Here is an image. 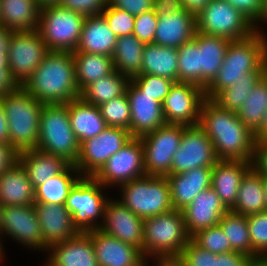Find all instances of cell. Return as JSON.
<instances>
[{
	"label": "cell",
	"mask_w": 267,
	"mask_h": 266,
	"mask_svg": "<svg viewBox=\"0 0 267 266\" xmlns=\"http://www.w3.org/2000/svg\"><path fill=\"white\" fill-rule=\"evenodd\" d=\"M197 126L213 142L218 160L252 161L255 135L239 120L237 113L206 98Z\"/></svg>",
	"instance_id": "6da1fadb"
},
{
	"label": "cell",
	"mask_w": 267,
	"mask_h": 266,
	"mask_svg": "<svg viewBox=\"0 0 267 266\" xmlns=\"http://www.w3.org/2000/svg\"><path fill=\"white\" fill-rule=\"evenodd\" d=\"M21 87L44 105L67 104L79 98L72 52L49 51Z\"/></svg>",
	"instance_id": "7a4b0ae2"
},
{
	"label": "cell",
	"mask_w": 267,
	"mask_h": 266,
	"mask_svg": "<svg viewBox=\"0 0 267 266\" xmlns=\"http://www.w3.org/2000/svg\"><path fill=\"white\" fill-rule=\"evenodd\" d=\"M266 62V33L256 31L245 39L230 41L221 68L205 89V97L213 99L244 74L259 70Z\"/></svg>",
	"instance_id": "3957f363"
},
{
	"label": "cell",
	"mask_w": 267,
	"mask_h": 266,
	"mask_svg": "<svg viewBox=\"0 0 267 266\" xmlns=\"http://www.w3.org/2000/svg\"><path fill=\"white\" fill-rule=\"evenodd\" d=\"M9 131V144L19 153L37 147L40 113L44 106L21 86L0 97Z\"/></svg>",
	"instance_id": "277c9868"
},
{
	"label": "cell",
	"mask_w": 267,
	"mask_h": 266,
	"mask_svg": "<svg viewBox=\"0 0 267 266\" xmlns=\"http://www.w3.org/2000/svg\"><path fill=\"white\" fill-rule=\"evenodd\" d=\"M36 149L60 156L70 164H76L80 143L71 127L67 104L43 106Z\"/></svg>",
	"instance_id": "5b68a950"
},
{
	"label": "cell",
	"mask_w": 267,
	"mask_h": 266,
	"mask_svg": "<svg viewBox=\"0 0 267 266\" xmlns=\"http://www.w3.org/2000/svg\"><path fill=\"white\" fill-rule=\"evenodd\" d=\"M121 199L131 212L149 218L173 210L167 176L145 175L119 186Z\"/></svg>",
	"instance_id": "8992f818"
},
{
	"label": "cell",
	"mask_w": 267,
	"mask_h": 266,
	"mask_svg": "<svg viewBox=\"0 0 267 266\" xmlns=\"http://www.w3.org/2000/svg\"><path fill=\"white\" fill-rule=\"evenodd\" d=\"M143 255L147 260L159 255H179L191 239L182 211L144 219Z\"/></svg>",
	"instance_id": "52a82bcc"
},
{
	"label": "cell",
	"mask_w": 267,
	"mask_h": 266,
	"mask_svg": "<svg viewBox=\"0 0 267 266\" xmlns=\"http://www.w3.org/2000/svg\"><path fill=\"white\" fill-rule=\"evenodd\" d=\"M105 189L94 177H81L70 189L65 206L79 232L86 233L102 225L106 202L110 198Z\"/></svg>",
	"instance_id": "ba28073f"
},
{
	"label": "cell",
	"mask_w": 267,
	"mask_h": 266,
	"mask_svg": "<svg viewBox=\"0 0 267 266\" xmlns=\"http://www.w3.org/2000/svg\"><path fill=\"white\" fill-rule=\"evenodd\" d=\"M85 16L57 5L40 8L38 32L49 51L74 52L82 33Z\"/></svg>",
	"instance_id": "9c48e42d"
},
{
	"label": "cell",
	"mask_w": 267,
	"mask_h": 266,
	"mask_svg": "<svg viewBox=\"0 0 267 266\" xmlns=\"http://www.w3.org/2000/svg\"><path fill=\"white\" fill-rule=\"evenodd\" d=\"M196 31L235 41L249 37L256 29L248 18L226 0H211L196 15Z\"/></svg>",
	"instance_id": "30bf717a"
},
{
	"label": "cell",
	"mask_w": 267,
	"mask_h": 266,
	"mask_svg": "<svg viewBox=\"0 0 267 266\" xmlns=\"http://www.w3.org/2000/svg\"><path fill=\"white\" fill-rule=\"evenodd\" d=\"M183 132L184 125L165 123L140 137L146 175L167 176L170 173L173 155L179 148Z\"/></svg>",
	"instance_id": "8fae6325"
},
{
	"label": "cell",
	"mask_w": 267,
	"mask_h": 266,
	"mask_svg": "<svg viewBox=\"0 0 267 266\" xmlns=\"http://www.w3.org/2000/svg\"><path fill=\"white\" fill-rule=\"evenodd\" d=\"M130 131L107 126L98 136L80 144V153L74 165L82 177H94L107 160L122 149L131 139Z\"/></svg>",
	"instance_id": "7c38bea8"
},
{
	"label": "cell",
	"mask_w": 267,
	"mask_h": 266,
	"mask_svg": "<svg viewBox=\"0 0 267 266\" xmlns=\"http://www.w3.org/2000/svg\"><path fill=\"white\" fill-rule=\"evenodd\" d=\"M49 52L38 30L12 31L8 58L9 69L19 86L34 73Z\"/></svg>",
	"instance_id": "4fadbf2b"
},
{
	"label": "cell",
	"mask_w": 267,
	"mask_h": 266,
	"mask_svg": "<svg viewBox=\"0 0 267 266\" xmlns=\"http://www.w3.org/2000/svg\"><path fill=\"white\" fill-rule=\"evenodd\" d=\"M145 175L143 143L140 138L133 137L107 160L94 178L110 189Z\"/></svg>",
	"instance_id": "5bb4252c"
},
{
	"label": "cell",
	"mask_w": 267,
	"mask_h": 266,
	"mask_svg": "<svg viewBox=\"0 0 267 266\" xmlns=\"http://www.w3.org/2000/svg\"><path fill=\"white\" fill-rule=\"evenodd\" d=\"M205 90L192 83L175 82L162 102L166 124L196 126Z\"/></svg>",
	"instance_id": "9a60e30c"
},
{
	"label": "cell",
	"mask_w": 267,
	"mask_h": 266,
	"mask_svg": "<svg viewBox=\"0 0 267 266\" xmlns=\"http://www.w3.org/2000/svg\"><path fill=\"white\" fill-rule=\"evenodd\" d=\"M217 161L211 139L197 125L184 126L168 175L182 174L196 167H213Z\"/></svg>",
	"instance_id": "2e32d148"
},
{
	"label": "cell",
	"mask_w": 267,
	"mask_h": 266,
	"mask_svg": "<svg viewBox=\"0 0 267 266\" xmlns=\"http://www.w3.org/2000/svg\"><path fill=\"white\" fill-rule=\"evenodd\" d=\"M0 235L1 238H12L34 252L44 251L43 236L34 205L3 206Z\"/></svg>",
	"instance_id": "e0dca14e"
},
{
	"label": "cell",
	"mask_w": 267,
	"mask_h": 266,
	"mask_svg": "<svg viewBox=\"0 0 267 266\" xmlns=\"http://www.w3.org/2000/svg\"><path fill=\"white\" fill-rule=\"evenodd\" d=\"M102 231L143 252L144 219L131 212L118 198L106 202Z\"/></svg>",
	"instance_id": "ac0fdd59"
},
{
	"label": "cell",
	"mask_w": 267,
	"mask_h": 266,
	"mask_svg": "<svg viewBox=\"0 0 267 266\" xmlns=\"http://www.w3.org/2000/svg\"><path fill=\"white\" fill-rule=\"evenodd\" d=\"M126 95L130 104L131 123L130 134L140 138L155 131L166 123L162 103L153 99L130 79Z\"/></svg>",
	"instance_id": "d6986e66"
},
{
	"label": "cell",
	"mask_w": 267,
	"mask_h": 266,
	"mask_svg": "<svg viewBox=\"0 0 267 266\" xmlns=\"http://www.w3.org/2000/svg\"><path fill=\"white\" fill-rule=\"evenodd\" d=\"M91 235L98 266H147L143 252L97 228Z\"/></svg>",
	"instance_id": "ffe728a7"
},
{
	"label": "cell",
	"mask_w": 267,
	"mask_h": 266,
	"mask_svg": "<svg viewBox=\"0 0 267 266\" xmlns=\"http://www.w3.org/2000/svg\"><path fill=\"white\" fill-rule=\"evenodd\" d=\"M44 241V252L57 243L69 240L80 232L65 204L34 203ZM46 250V251H45Z\"/></svg>",
	"instance_id": "44dd1931"
},
{
	"label": "cell",
	"mask_w": 267,
	"mask_h": 266,
	"mask_svg": "<svg viewBox=\"0 0 267 266\" xmlns=\"http://www.w3.org/2000/svg\"><path fill=\"white\" fill-rule=\"evenodd\" d=\"M227 211L228 209L212 187L200 192L182 210L186 229L191 237L202 229L219 225L222 216Z\"/></svg>",
	"instance_id": "7402d4cb"
},
{
	"label": "cell",
	"mask_w": 267,
	"mask_h": 266,
	"mask_svg": "<svg viewBox=\"0 0 267 266\" xmlns=\"http://www.w3.org/2000/svg\"><path fill=\"white\" fill-rule=\"evenodd\" d=\"M43 266H98L91 235L80 232L77 236L52 245Z\"/></svg>",
	"instance_id": "603a6c76"
},
{
	"label": "cell",
	"mask_w": 267,
	"mask_h": 266,
	"mask_svg": "<svg viewBox=\"0 0 267 266\" xmlns=\"http://www.w3.org/2000/svg\"><path fill=\"white\" fill-rule=\"evenodd\" d=\"M212 168L196 167L182 174L167 175L174 210L182 211L200 192L211 187Z\"/></svg>",
	"instance_id": "cb8c5ba5"
},
{
	"label": "cell",
	"mask_w": 267,
	"mask_h": 266,
	"mask_svg": "<svg viewBox=\"0 0 267 266\" xmlns=\"http://www.w3.org/2000/svg\"><path fill=\"white\" fill-rule=\"evenodd\" d=\"M251 167V161L245 160H218L213 166L211 187L228 210L234 207L242 178Z\"/></svg>",
	"instance_id": "d4e9b609"
},
{
	"label": "cell",
	"mask_w": 267,
	"mask_h": 266,
	"mask_svg": "<svg viewBox=\"0 0 267 266\" xmlns=\"http://www.w3.org/2000/svg\"><path fill=\"white\" fill-rule=\"evenodd\" d=\"M196 16L183 9L176 13H163L158 16L154 44L179 48L194 38Z\"/></svg>",
	"instance_id": "484cf974"
},
{
	"label": "cell",
	"mask_w": 267,
	"mask_h": 266,
	"mask_svg": "<svg viewBox=\"0 0 267 266\" xmlns=\"http://www.w3.org/2000/svg\"><path fill=\"white\" fill-rule=\"evenodd\" d=\"M0 203L3 206L34 205L35 189L25 168L16 161L0 175Z\"/></svg>",
	"instance_id": "4316f807"
},
{
	"label": "cell",
	"mask_w": 267,
	"mask_h": 266,
	"mask_svg": "<svg viewBox=\"0 0 267 266\" xmlns=\"http://www.w3.org/2000/svg\"><path fill=\"white\" fill-rule=\"evenodd\" d=\"M230 40L197 32L199 46V86L204 90L222 66Z\"/></svg>",
	"instance_id": "83f0119b"
},
{
	"label": "cell",
	"mask_w": 267,
	"mask_h": 266,
	"mask_svg": "<svg viewBox=\"0 0 267 266\" xmlns=\"http://www.w3.org/2000/svg\"><path fill=\"white\" fill-rule=\"evenodd\" d=\"M18 161L27 171L34 189L62 173L70 165L64 158L42 152L36 148L19 152Z\"/></svg>",
	"instance_id": "f1b7e54d"
},
{
	"label": "cell",
	"mask_w": 267,
	"mask_h": 266,
	"mask_svg": "<svg viewBox=\"0 0 267 266\" xmlns=\"http://www.w3.org/2000/svg\"><path fill=\"white\" fill-rule=\"evenodd\" d=\"M117 39L102 15L86 17L75 51L112 57Z\"/></svg>",
	"instance_id": "f546056e"
},
{
	"label": "cell",
	"mask_w": 267,
	"mask_h": 266,
	"mask_svg": "<svg viewBox=\"0 0 267 266\" xmlns=\"http://www.w3.org/2000/svg\"><path fill=\"white\" fill-rule=\"evenodd\" d=\"M71 127L81 144L98 136L106 127V121L98 106L84 102L80 97L67 103Z\"/></svg>",
	"instance_id": "4dcf8cb0"
},
{
	"label": "cell",
	"mask_w": 267,
	"mask_h": 266,
	"mask_svg": "<svg viewBox=\"0 0 267 266\" xmlns=\"http://www.w3.org/2000/svg\"><path fill=\"white\" fill-rule=\"evenodd\" d=\"M39 13L35 0H0V25L11 31L36 30Z\"/></svg>",
	"instance_id": "1f68e13d"
},
{
	"label": "cell",
	"mask_w": 267,
	"mask_h": 266,
	"mask_svg": "<svg viewBox=\"0 0 267 266\" xmlns=\"http://www.w3.org/2000/svg\"><path fill=\"white\" fill-rule=\"evenodd\" d=\"M267 210L263 177L251 167L243 176L231 211L249 216Z\"/></svg>",
	"instance_id": "d6a6232c"
},
{
	"label": "cell",
	"mask_w": 267,
	"mask_h": 266,
	"mask_svg": "<svg viewBox=\"0 0 267 266\" xmlns=\"http://www.w3.org/2000/svg\"><path fill=\"white\" fill-rule=\"evenodd\" d=\"M141 74H151L178 82V48L154 43L144 46Z\"/></svg>",
	"instance_id": "836d02e7"
},
{
	"label": "cell",
	"mask_w": 267,
	"mask_h": 266,
	"mask_svg": "<svg viewBox=\"0 0 267 266\" xmlns=\"http://www.w3.org/2000/svg\"><path fill=\"white\" fill-rule=\"evenodd\" d=\"M72 54L76 81L80 92L92 82L115 71L111 56L81 51H74Z\"/></svg>",
	"instance_id": "e575fe53"
},
{
	"label": "cell",
	"mask_w": 267,
	"mask_h": 266,
	"mask_svg": "<svg viewBox=\"0 0 267 266\" xmlns=\"http://www.w3.org/2000/svg\"><path fill=\"white\" fill-rule=\"evenodd\" d=\"M145 45L133 34L119 37L112 55L115 70L130 79L141 74Z\"/></svg>",
	"instance_id": "d590c367"
},
{
	"label": "cell",
	"mask_w": 267,
	"mask_h": 266,
	"mask_svg": "<svg viewBox=\"0 0 267 266\" xmlns=\"http://www.w3.org/2000/svg\"><path fill=\"white\" fill-rule=\"evenodd\" d=\"M130 78L114 71L101 77L86 86L80 93V98L89 104L99 106L109 100L117 98L126 93Z\"/></svg>",
	"instance_id": "8d00e7d4"
},
{
	"label": "cell",
	"mask_w": 267,
	"mask_h": 266,
	"mask_svg": "<svg viewBox=\"0 0 267 266\" xmlns=\"http://www.w3.org/2000/svg\"><path fill=\"white\" fill-rule=\"evenodd\" d=\"M81 177L78 169L70 164L62 173L35 188V203L65 204L70 189Z\"/></svg>",
	"instance_id": "74e56055"
},
{
	"label": "cell",
	"mask_w": 267,
	"mask_h": 266,
	"mask_svg": "<svg viewBox=\"0 0 267 266\" xmlns=\"http://www.w3.org/2000/svg\"><path fill=\"white\" fill-rule=\"evenodd\" d=\"M267 74V62L257 71L243 75L230 87L220 91L212 100L220 107L237 113L255 85Z\"/></svg>",
	"instance_id": "f35d334b"
},
{
	"label": "cell",
	"mask_w": 267,
	"mask_h": 266,
	"mask_svg": "<svg viewBox=\"0 0 267 266\" xmlns=\"http://www.w3.org/2000/svg\"><path fill=\"white\" fill-rule=\"evenodd\" d=\"M267 110V74L253 87L237 112L239 120L255 135Z\"/></svg>",
	"instance_id": "ab89813d"
},
{
	"label": "cell",
	"mask_w": 267,
	"mask_h": 266,
	"mask_svg": "<svg viewBox=\"0 0 267 266\" xmlns=\"http://www.w3.org/2000/svg\"><path fill=\"white\" fill-rule=\"evenodd\" d=\"M219 225L227 235L231 249L235 252L244 253L253 259L247 216L228 210L222 216Z\"/></svg>",
	"instance_id": "60d3db41"
},
{
	"label": "cell",
	"mask_w": 267,
	"mask_h": 266,
	"mask_svg": "<svg viewBox=\"0 0 267 266\" xmlns=\"http://www.w3.org/2000/svg\"><path fill=\"white\" fill-rule=\"evenodd\" d=\"M178 82L199 86V46L197 31L194 38L178 48Z\"/></svg>",
	"instance_id": "b9f144b4"
},
{
	"label": "cell",
	"mask_w": 267,
	"mask_h": 266,
	"mask_svg": "<svg viewBox=\"0 0 267 266\" xmlns=\"http://www.w3.org/2000/svg\"><path fill=\"white\" fill-rule=\"evenodd\" d=\"M98 108L107 126L120 127L129 131L131 111L126 93L100 104Z\"/></svg>",
	"instance_id": "7bdbcfd3"
},
{
	"label": "cell",
	"mask_w": 267,
	"mask_h": 266,
	"mask_svg": "<svg viewBox=\"0 0 267 266\" xmlns=\"http://www.w3.org/2000/svg\"><path fill=\"white\" fill-rule=\"evenodd\" d=\"M191 239L201 248L216 255L233 251L227 235L220 225L202 229L194 234Z\"/></svg>",
	"instance_id": "ee69618b"
},
{
	"label": "cell",
	"mask_w": 267,
	"mask_h": 266,
	"mask_svg": "<svg viewBox=\"0 0 267 266\" xmlns=\"http://www.w3.org/2000/svg\"><path fill=\"white\" fill-rule=\"evenodd\" d=\"M250 240L253 248V259L267 251V210L247 216Z\"/></svg>",
	"instance_id": "f6af8a7d"
},
{
	"label": "cell",
	"mask_w": 267,
	"mask_h": 266,
	"mask_svg": "<svg viewBox=\"0 0 267 266\" xmlns=\"http://www.w3.org/2000/svg\"><path fill=\"white\" fill-rule=\"evenodd\" d=\"M131 80L144 92L158 102H163L170 88L175 83L171 79L162 78L151 74H138Z\"/></svg>",
	"instance_id": "bcb514c9"
},
{
	"label": "cell",
	"mask_w": 267,
	"mask_h": 266,
	"mask_svg": "<svg viewBox=\"0 0 267 266\" xmlns=\"http://www.w3.org/2000/svg\"><path fill=\"white\" fill-rule=\"evenodd\" d=\"M101 15L106 19L109 28L118 38L133 34L135 16L132 14L125 10L115 8L108 3Z\"/></svg>",
	"instance_id": "7dc6e473"
},
{
	"label": "cell",
	"mask_w": 267,
	"mask_h": 266,
	"mask_svg": "<svg viewBox=\"0 0 267 266\" xmlns=\"http://www.w3.org/2000/svg\"><path fill=\"white\" fill-rule=\"evenodd\" d=\"M158 16L154 10H149L141 15L135 16L133 35L145 44L154 43Z\"/></svg>",
	"instance_id": "c3c4849f"
},
{
	"label": "cell",
	"mask_w": 267,
	"mask_h": 266,
	"mask_svg": "<svg viewBox=\"0 0 267 266\" xmlns=\"http://www.w3.org/2000/svg\"><path fill=\"white\" fill-rule=\"evenodd\" d=\"M109 0H60L58 5L85 17L98 16L106 9Z\"/></svg>",
	"instance_id": "681fc988"
},
{
	"label": "cell",
	"mask_w": 267,
	"mask_h": 266,
	"mask_svg": "<svg viewBox=\"0 0 267 266\" xmlns=\"http://www.w3.org/2000/svg\"><path fill=\"white\" fill-rule=\"evenodd\" d=\"M187 266H215L216 254L201 248L190 239L181 252Z\"/></svg>",
	"instance_id": "f907efd6"
},
{
	"label": "cell",
	"mask_w": 267,
	"mask_h": 266,
	"mask_svg": "<svg viewBox=\"0 0 267 266\" xmlns=\"http://www.w3.org/2000/svg\"><path fill=\"white\" fill-rule=\"evenodd\" d=\"M235 9L240 11L246 18H248L258 31V24L260 22L261 11L263 7V0H226Z\"/></svg>",
	"instance_id": "816d5d0a"
},
{
	"label": "cell",
	"mask_w": 267,
	"mask_h": 266,
	"mask_svg": "<svg viewBox=\"0 0 267 266\" xmlns=\"http://www.w3.org/2000/svg\"><path fill=\"white\" fill-rule=\"evenodd\" d=\"M109 4L137 16L152 10L154 0H109Z\"/></svg>",
	"instance_id": "f5cc1de1"
},
{
	"label": "cell",
	"mask_w": 267,
	"mask_h": 266,
	"mask_svg": "<svg viewBox=\"0 0 267 266\" xmlns=\"http://www.w3.org/2000/svg\"><path fill=\"white\" fill-rule=\"evenodd\" d=\"M254 259L240 252H227L216 255L215 266H251Z\"/></svg>",
	"instance_id": "db71d44e"
},
{
	"label": "cell",
	"mask_w": 267,
	"mask_h": 266,
	"mask_svg": "<svg viewBox=\"0 0 267 266\" xmlns=\"http://www.w3.org/2000/svg\"><path fill=\"white\" fill-rule=\"evenodd\" d=\"M252 167L262 176L267 177V143L256 142Z\"/></svg>",
	"instance_id": "11a10c76"
},
{
	"label": "cell",
	"mask_w": 267,
	"mask_h": 266,
	"mask_svg": "<svg viewBox=\"0 0 267 266\" xmlns=\"http://www.w3.org/2000/svg\"><path fill=\"white\" fill-rule=\"evenodd\" d=\"M18 161V152L8 143H0V175Z\"/></svg>",
	"instance_id": "9f6ffc18"
},
{
	"label": "cell",
	"mask_w": 267,
	"mask_h": 266,
	"mask_svg": "<svg viewBox=\"0 0 267 266\" xmlns=\"http://www.w3.org/2000/svg\"><path fill=\"white\" fill-rule=\"evenodd\" d=\"M18 87L10 73L9 64L0 63V97L15 91Z\"/></svg>",
	"instance_id": "6f0895ef"
},
{
	"label": "cell",
	"mask_w": 267,
	"mask_h": 266,
	"mask_svg": "<svg viewBox=\"0 0 267 266\" xmlns=\"http://www.w3.org/2000/svg\"><path fill=\"white\" fill-rule=\"evenodd\" d=\"M182 0H154L153 10L157 16L163 13H176L182 11Z\"/></svg>",
	"instance_id": "680465c9"
},
{
	"label": "cell",
	"mask_w": 267,
	"mask_h": 266,
	"mask_svg": "<svg viewBox=\"0 0 267 266\" xmlns=\"http://www.w3.org/2000/svg\"><path fill=\"white\" fill-rule=\"evenodd\" d=\"M151 259L153 260V262H152L153 266H187L184 258L181 256V254H179V255H159V256H154Z\"/></svg>",
	"instance_id": "91938a15"
},
{
	"label": "cell",
	"mask_w": 267,
	"mask_h": 266,
	"mask_svg": "<svg viewBox=\"0 0 267 266\" xmlns=\"http://www.w3.org/2000/svg\"><path fill=\"white\" fill-rule=\"evenodd\" d=\"M12 31L0 25V63L9 64L8 50Z\"/></svg>",
	"instance_id": "94428289"
},
{
	"label": "cell",
	"mask_w": 267,
	"mask_h": 266,
	"mask_svg": "<svg viewBox=\"0 0 267 266\" xmlns=\"http://www.w3.org/2000/svg\"><path fill=\"white\" fill-rule=\"evenodd\" d=\"M211 0H182L183 8L195 16L198 15Z\"/></svg>",
	"instance_id": "6125c7cd"
},
{
	"label": "cell",
	"mask_w": 267,
	"mask_h": 266,
	"mask_svg": "<svg viewBox=\"0 0 267 266\" xmlns=\"http://www.w3.org/2000/svg\"><path fill=\"white\" fill-rule=\"evenodd\" d=\"M0 143L9 144V131L7 118L0 99Z\"/></svg>",
	"instance_id": "be15d7a7"
},
{
	"label": "cell",
	"mask_w": 267,
	"mask_h": 266,
	"mask_svg": "<svg viewBox=\"0 0 267 266\" xmlns=\"http://www.w3.org/2000/svg\"><path fill=\"white\" fill-rule=\"evenodd\" d=\"M256 142L267 143V110L260 130L255 134Z\"/></svg>",
	"instance_id": "e7e4bbea"
},
{
	"label": "cell",
	"mask_w": 267,
	"mask_h": 266,
	"mask_svg": "<svg viewBox=\"0 0 267 266\" xmlns=\"http://www.w3.org/2000/svg\"><path fill=\"white\" fill-rule=\"evenodd\" d=\"M260 25H258V32H263L265 33L262 28H260L262 23H267V0H263V7L261 11V17H260ZM262 30V31H261Z\"/></svg>",
	"instance_id": "03108f58"
},
{
	"label": "cell",
	"mask_w": 267,
	"mask_h": 266,
	"mask_svg": "<svg viewBox=\"0 0 267 266\" xmlns=\"http://www.w3.org/2000/svg\"><path fill=\"white\" fill-rule=\"evenodd\" d=\"M35 1L40 8H43L50 5H57L60 0H35Z\"/></svg>",
	"instance_id": "003e7915"
},
{
	"label": "cell",
	"mask_w": 267,
	"mask_h": 266,
	"mask_svg": "<svg viewBox=\"0 0 267 266\" xmlns=\"http://www.w3.org/2000/svg\"><path fill=\"white\" fill-rule=\"evenodd\" d=\"M2 240L3 239L1 238V235H0V263L3 262L4 259H5V258H3V257H5V255H4L5 250L3 248V242H2Z\"/></svg>",
	"instance_id": "a7ac6f4b"
},
{
	"label": "cell",
	"mask_w": 267,
	"mask_h": 266,
	"mask_svg": "<svg viewBox=\"0 0 267 266\" xmlns=\"http://www.w3.org/2000/svg\"><path fill=\"white\" fill-rule=\"evenodd\" d=\"M258 261L263 265L267 266V251L264 252L258 259Z\"/></svg>",
	"instance_id": "89a4df30"
},
{
	"label": "cell",
	"mask_w": 267,
	"mask_h": 266,
	"mask_svg": "<svg viewBox=\"0 0 267 266\" xmlns=\"http://www.w3.org/2000/svg\"><path fill=\"white\" fill-rule=\"evenodd\" d=\"M263 186H264V192H265V199L267 203V177H263Z\"/></svg>",
	"instance_id": "2644e50d"
},
{
	"label": "cell",
	"mask_w": 267,
	"mask_h": 266,
	"mask_svg": "<svg viewBox=\"0 0 267 266\" xmlns=\"http://www.w3.org/2000/svg\"><path fill=\"white\" fill-rule=\"evenodd\" d=\"M2 211H3V205L0 203V229H1V221H2Z\"/></svg>",
	"instance_id": "8c879c8a"
},
{
	"label": "cell",
	"mask_w": 267,
	"mask_h": 266,
	"mask_svg": "<svg viewBox=\"0 0 267 266\" xmlns=\"http://www.w3.org/2000/svg\"><path fill=\"white\" fill-rule=\"evenodd\" d=\"M251 266H263L258 260H254Z\"/></svg>",
	"instance_id": "753ad0ef"
}]
</instances>
